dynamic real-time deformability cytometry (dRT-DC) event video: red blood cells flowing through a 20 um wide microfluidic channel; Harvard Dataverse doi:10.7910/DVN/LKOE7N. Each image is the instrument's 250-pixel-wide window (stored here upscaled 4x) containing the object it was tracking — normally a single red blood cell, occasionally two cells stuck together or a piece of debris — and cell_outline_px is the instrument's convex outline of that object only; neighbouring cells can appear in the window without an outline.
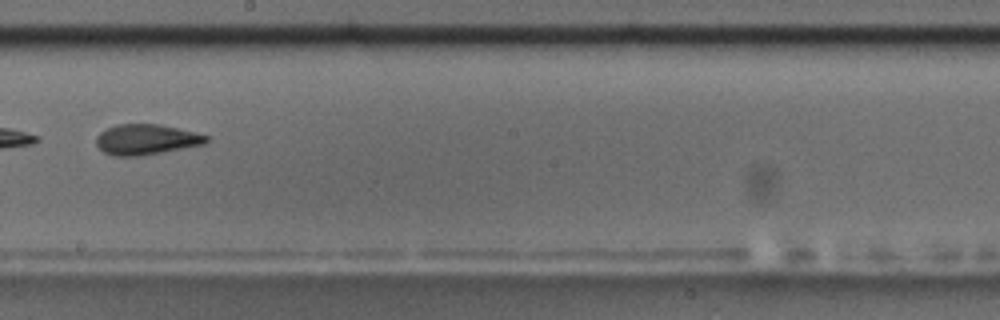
{"species": "common noctule bat (a hibernating species)", "species_latin": "Nyctalus noctula", "temperature_condition": "room temperature", "stored_images_in_passage": 15, "camera_frame_rate_fps": 3000, "um_per_image_px": 0.085, "animal": {"sex": "male", "body_mass_g": 17.5, "forearm_length_mm": 52.3}, "frame": {"image": 1, "passage_image": 9, "time_ms": 2.667, "image_size_px": [1000, 320], "cell_outline_px": [[208, 140], [204, 144], [140, 156], [112, 156], [104, 152], [96, 144], [96, 136], [100, 132], [116, 124], [160, 124], [208, 136]], "centroid_in_image_um": [12.38, 11.86], "position_along_channel_um": 235.8, "area_um2": 19.31}}